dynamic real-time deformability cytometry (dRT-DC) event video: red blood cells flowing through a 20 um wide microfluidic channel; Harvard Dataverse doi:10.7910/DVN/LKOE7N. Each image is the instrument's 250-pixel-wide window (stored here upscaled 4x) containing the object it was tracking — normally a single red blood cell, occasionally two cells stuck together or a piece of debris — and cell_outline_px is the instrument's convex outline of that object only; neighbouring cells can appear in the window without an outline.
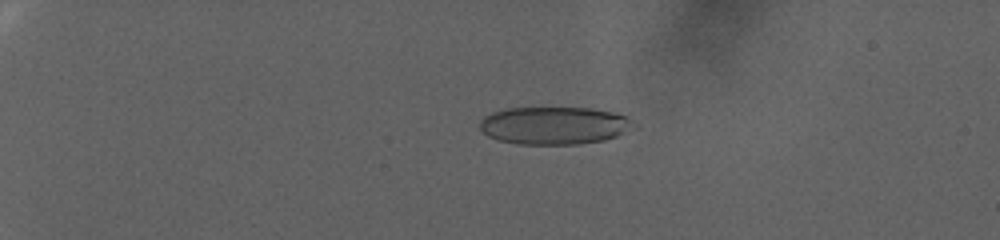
{"species": "human", "species_latin": "Homo sapiens", "temperature_condition": "warm", "stored_images_in_passage": 67, "camera_frame_rate_fps": 3000, "um_per_image_px": 0.085, "donor": {"sex": "female"}, "frame": {"image": 1, "passage_image": 2, "time_ms": 0.333, "image_size_px": [1000, 240], "cell_outline_px": [[636, 128], [616, 136], [604, 140], [580, 144], [520, 144], [496, 140], [488, 136], [480, 128], [480, 120], [484, 116], [492, 112], [508, 108], [592, 108], [612, 112], [628, 116], [636, 124]], "centroid_in_image_um": [47.14, 10.67], "position_along_channel_um": 37.9, "area_um2": 34.04}}
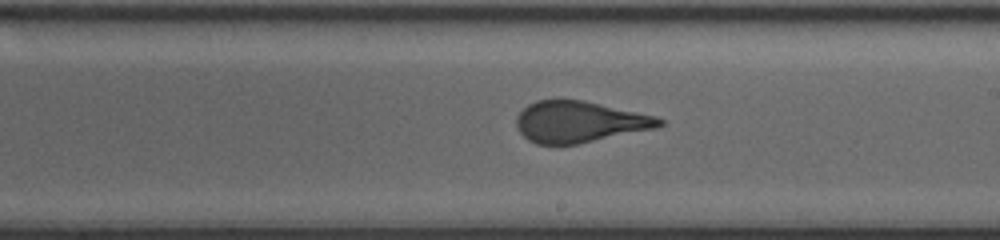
{"frame": {"image": 2, "passage_image": 37, "time_ms": 12.0, "image_size_px": [1000, 240], "cell_outline_px": [[664, 124], [656, 128], [576, 144], [536, 144], [528, 140], [516, 128], [516, 116], [528, 104], [536, 100], [584, 100], [656, 116], [664, 120]], "centroid_in_image_um": [49.23, 10.35], "position_along_channel_um": 239.8, "area_um2": 34.22}}
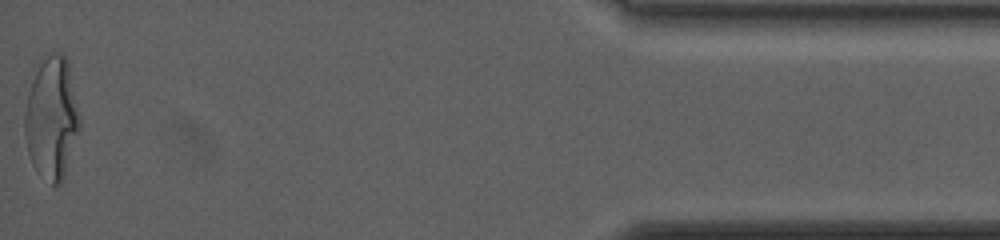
{"frame": {"image": 3, "passage_image": 67, "time_ms": 22.0, "image_size_px": [1000, 240], "cell_outline_px": [[80, 128], [64, 176], [60, 184], [52, 184], [36, 172], [32, 164], [28, 152], [24, 132], [24, 112], [32, 68], [44, 52], [60, 52], [68, 60], [80, 116]], "centroid_in_image_um": [4.36, 9.92], "position_along_channel_um": 430.8, "area_um2": 40.23}}